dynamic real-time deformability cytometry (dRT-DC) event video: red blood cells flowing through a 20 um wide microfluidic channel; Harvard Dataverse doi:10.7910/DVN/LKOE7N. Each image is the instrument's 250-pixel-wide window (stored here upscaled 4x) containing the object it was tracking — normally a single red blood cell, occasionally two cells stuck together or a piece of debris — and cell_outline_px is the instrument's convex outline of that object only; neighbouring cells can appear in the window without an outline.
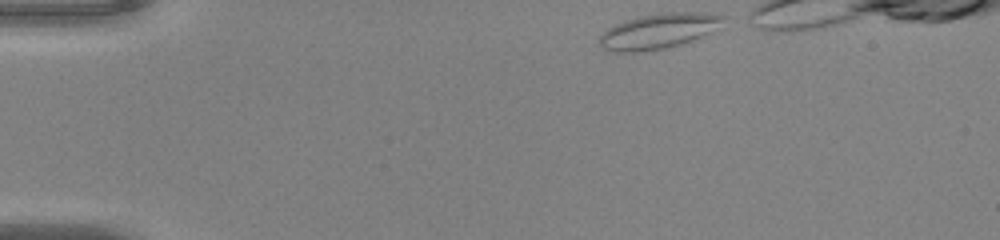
{"species": "common noctule bat (a hibernating species)", "species_latin": "Nyctalus noctula", "temperature_condition": "warm", "stored_images_in_passage": 37, "camera_frame_rate_fps": 3000, "um_per_image_px": 0.085, "animal": {"sex": "male", "body_mass_g": 20.0, "forearm_length_mm": 53.3}, "frame": {"image": 1, "passage_image": 1, "time_ms": 0.0, "image_size_px": [1000, 240], "cell_outline_px": [[728, 16], [720, 28], [692, 40], [680, 44], [664, 48], [636, 52], [612, 52], [604, 48], [600, 44], [600, 36], [608, 28], [616, 24], [640, 16], [660, 12], [720, 12]], "centroid_in_image_um": [56.09, 2.61], "position_along_channel_um": 28.9, "area_um2": 25.61}}
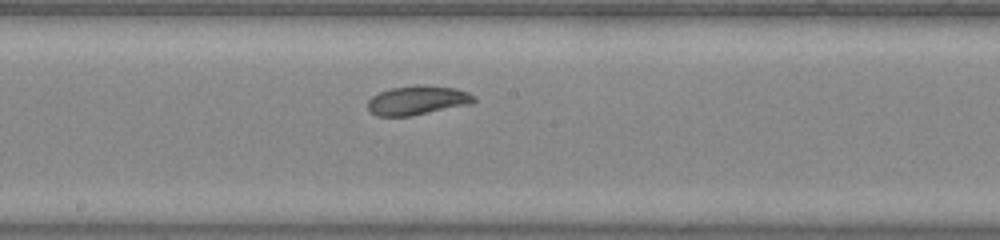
{"frame": {"image": 2, "passage_image": 20, "time_ms": 6.333, "image_size_px": [1000, 240], "cell_outline_px": [[476, 100], [472, 104], [412, 116], [376, 116], [368, 108], [368, 100], [372, 96], [380, 92], [392, 88], [416, 84], [420, 84], [456, 88], [468, 92], [476, 96]], "centroid_in_image_um": [35.52, 8.52], "position_along_channel_um": 212.7, "area_um2": 18.26}}
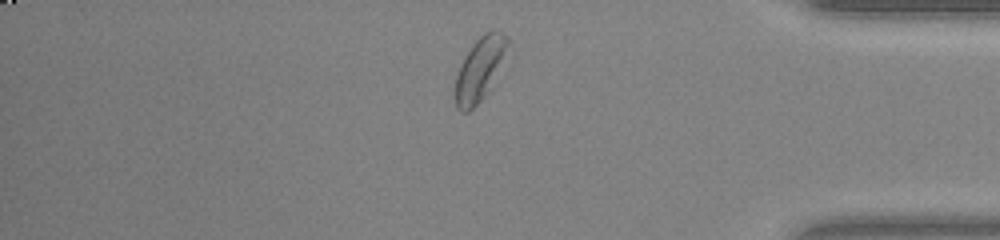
{"frame": {"image": 3, "passage_image": 35, "time_ms": 11.333, "image_size_px": [1000, 240], "cell_outline_px": [[508, 44], [488, 92], [468, 112], [460, 112], [456, 108], [452, 92], [456, 76], [460, 64], [464, 56], [472, 44], [484, 32], [496, 28], [508, 36]], "centroid_in_image_um": [40.7, 5.88], "position_along_channel_um": 394.5, "area_um2": 19.36}}